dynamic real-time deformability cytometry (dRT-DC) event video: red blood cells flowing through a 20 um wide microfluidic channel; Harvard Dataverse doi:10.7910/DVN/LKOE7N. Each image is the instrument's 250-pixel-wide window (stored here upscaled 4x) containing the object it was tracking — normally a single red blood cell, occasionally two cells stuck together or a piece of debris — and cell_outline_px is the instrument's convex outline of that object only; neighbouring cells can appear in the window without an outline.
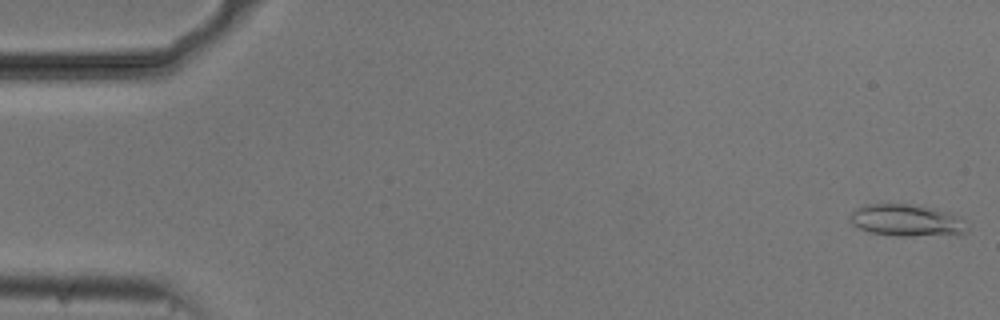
{"species": "common noctule bat (a hibernating species)", "species_latin": "Nyctalus noctula", "temperature_condition": "cold", "stored_images_in_passage": 20, "camera_frame_rate_fps": 3000, "um_per_image_px": 0.085, "animal": {"sex": "male", "body_mass_g": 20.5, "forearm_length_mm": 52.5}, "frame": {"image": 1, "passage_image": 1, "time_ms": 0.0, "image_size_px": [1000, 320], "cell_outline_px": [[968, 232], [912, 236], [896, 236], [868, 232], [852, 224], [852, 212], [856, 208], [864, 204], [908, 204], [936, 208], [948, 212], [956, 216], [968, 228]], "centroid_in_image_um": [77.01, 18.72], "position_along_channel_um": 8.0, "area_um2": 21.33}}
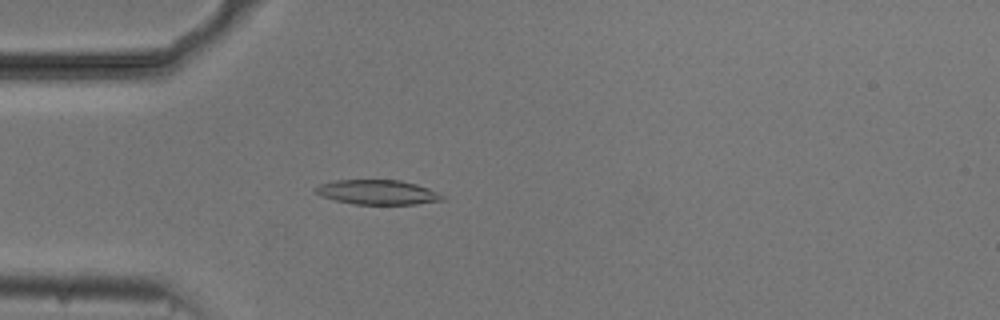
{"frame": {"image": 2, "passage_image": 15, "time_ms": 4.667, "image_size_px": [1000, 320], "cell_outline_px": [[444, 200], [416, 204], [356, 204], [336, 200], [320, 196], [312, 188], [320, 184], [336, 180], [400, 180], [416, 184], [428, 188], [444, 196]], "centroid_in_image_um": [32.07, 16.33], "position_along_channel_um": 52.9, "area_um2": 18.09}}
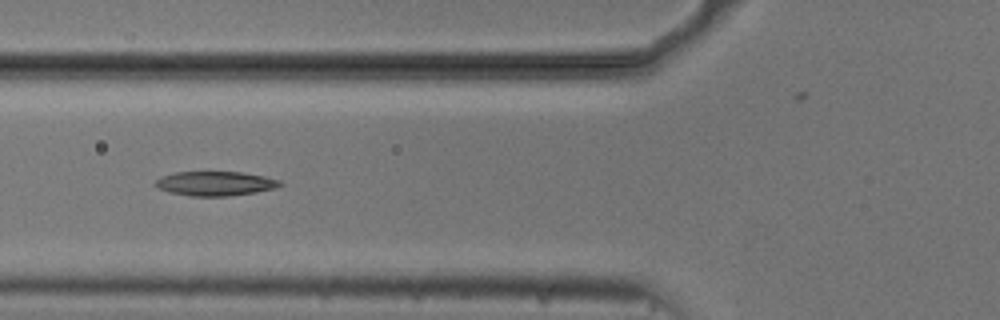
{"frame": {"image": 3, "passage_image": 20, "time_ms": 6.333, "image_size_px": [1000, 320], "cell_outline_px": [[284, 184], [276, 188], [256, 192], [228, 196], [188, 196], [168, 192], [152, 184], [160, 176], [176, 172], [244, 172], [264, 176], [280, 180]], "centroid_in_image_um": [18.29, 15.6], "position_along_channel_um": 107.5, "area_um2": 17.86}}